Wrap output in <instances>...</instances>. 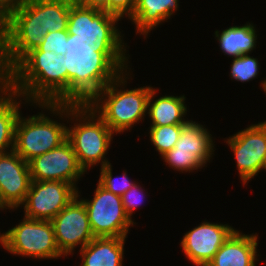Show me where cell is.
Instances as JSON below:
<instances>
[{
  "label": "cell",
  "instance_id": "6da1fadb",
  "mask_svg": "<svg viewBox=\"0 0 266 266\" xmlns=\"http://www.w3.org/2000/svg\"><path fill=\"white\" fill-rule=\"evenodd\" d=\"M74 0H28L0 24V72L5 75L53 31L67 30Z\"/></svg>",
  "mask_w": 266,
  "mask_h": 266
},
{
  "label": "cell",
  "instance_id": "7a4b0ae2",
  "mask_svg": "<svg viewBox=\"0 0 266 266\" xmlns=\"http://www.w3.org/2000/svg\"><path fill=\"white\" fill-rule=\"evenodd\" d=\"M124 43L72 42L64 56L67 103L88 104L106 85L129 69Z\"/></svg>",
  "mask_w": 266,
  "mask_h": 266
},
{
  "label": "cell",
  "instance_id": "3957f363",
  "mask_svg": "<svg viewBox=\"0 0 266 266\" xmlns=\"http://www.w3.org/2000/svg\"><path fill=\"white\" fill-rule=\"evenodd\" d=\"M4 85L32 105L67 103L64 56L34 48L4 75Z\"/></svg>",
  "mask_w": 266,
  "mask_h": 266
},
{
  "label": "cell",
  "instance_id": "277c9868",
  "mask_svg": "<svg viewBox=\"0 0 266 266\" xmlns=\"http://www.w3.org/2000/svg\"><path fill=\"white\" fill-rule=\"evenodd\" d=\"M50 114L74 120V126L67 127V140L77 156L80 166L86 172L101 163V167L111 164L105 158L110 149L114 132L89 104L34 103ZM57 113V114H56ZM56 114V115H55ZM79 122V123H78Z\"/></svg>",
  "mask_w": 266,
  "mask_h": 266
},
{
  "label": "cell",
  "instance_id": "5b68a950",
  "mask_svg": "<svg viewBox=\"0 0 266 266\" xmlns=\"http://www.w3.org/2000/svg\"><path fill=\"white\" fill-rule=\"evenodd\" d=\"M129 73L130 71L121 73L88 103L116 134L130 130L146 116L148 98L153 88L143 86L131 90L124 89L122 86L130 79Z\"/></svg>",
  "mask_w": 266,
  "mask_h": 266
},
{
  "label": "cell",
  "instance_id": "8992f818",
  "mask_svg": "<svg viewBox=\"0 0 266 266\" xmlns=\"http://www.w3.org/2000/svg\"><path fill=\"white\" fill-rule=\"evenodd\" d=\"M23 117L19 115L14 136L13 150L29 162L67 140V126L52 120L43 112Z\"/></svg>",
  "mask_w": 266,
  "mask_h": 266
},
{
  "label": "cell",
  "instance_id": "52a82bcc",
  "mask_svg": "<svg viewBox=\"0 0 266 266\" xmlns=\"http://www.w3.org/2000/svg\"><path fill=\"white\" fill-rule=\"evenodd\" d=\"M7 252L34 259H58L63 256L57 247L51 221L24 217L22 222L4 233L2 245Z\"/></svg>",
  "mask_w": 266,
  "mask_h": 266
},
{
  "label": "cell",
  "instance_id": "ba28073f",
  "mask_svg": "<svg viewBox=\"0 0 266 266\" xmlns=\"http://www.w3.org/2000/svg\"><path fill=\"white\" fill-rule=\"evenodd\" d=\"M212 135L203 125L189 120L182 128L175 147L162 155V159L174 171L192 172L205 167L215 151Z\"/></svg>",
  "mask_w": 266,
  "mask_h": 266
},
{
  "label": "cell",
  "instance_id": "9c48e42d",
  "mask_svg": "<svg viewBox=\"0 0 266 266\" xmlns=\"http://www.w3.org/2000/svg\"><path fill=\"white\" fill-rule=\"evenodd\" d=\"M96 187L91 200L80 199L85 205L94 237L127 238L130 226L135 223L124 211L121 196L108 191L99 183Z\"/></svg>",
  "mask_w": 266,
  "mask_h": 266
},
{
  "label": "cell",
  "instance_id": "30bf717a",
  "mask_svg": "<svg viewBox=\"0 0 266 266\" xmlns=\"http://www.w3.org/2000/svg\"><path fill=\"white\" fill-rule=\"evenodd\" d=\"M120 18L114 14L84 7L74 2L70 7L68 34L72 42L123 43V34L117 28Z\"/></svg>",
  "mask_w": 266,
  "mask_h": 266
},
{
  "label": "cell",
  "instance_id": "8fae6325",
  "mask_svg": "<svg viewBox=\"0 0 266 266\" xmlns=\"http://www.w3.org/2000/svg\"><path fill=\"white\" fill-rule=\"evenodd\" d=\"M77 189L63 181H33L25 201L21 204L24 217L51 221L76 196Z\"/></svg>",
  "mask_w": 266,
  "mask_h": 266
},
{
  "label": "cell",
  "instance_id": "7c38bea8",
  "mask_svg": "<svg viewBox=\"0 0 266 266\" xmlns=\"http://www.w3.org/2000/svg\"><path fill=\"white\" fill-rule=\"evenodd\" d=\"M79 193L51 220L57 247L64 256L74 254L77 245L83 249L95 238Z\"/></svg>",
  "mask_w": 266,
  "mask_h": 266
},
{
  "label": "cell",
  "instance_id": "4fadbf2b",
  "mask_svg": "<svg viewBox=\"0 0 266 266\" xmlns=\"http://www.w3.org/2000/svg\"><path fill=\"white\" fill-rule=\"evenodd\" d=\"M225 141L234 153L239 176L245 185L262 170L266 157V124H252Z\"/></svg>",
  "mask_w": 266,
  "mask_h": 266
},
{
  "label": "cell",
  "instance_id": "5bb4252c",
  "mask_svg": "<svg viewBox=\"0 0 266 266\" xmlns=\"http://www.w3.org/2000/svg\"><path fill=\"white\" fill-rule=\"evenodd\" d=\"M28 163L31 180L63 181L72 184L77 190L76 182L85 174L68 140Z\"/></svg>",
  "mask_w": 266,
  "mask_h": 266
},
{
  "label": "cell",
  "instance_id": "9a60e30c",
  "mask_svg": "<svg viewBox=\"0 0 266 266\" xmlns=\"http://www.w3.org/2000/svg\"><path fill=\"white\" fill-rule=\"evenodd\" d=\"M235 230L228 224L204 221L188 231L180 244L189 261L197 266H207Z\"/></svg>",
  "mask_w": 266,
  "mask_h": 266
},
{
  "label": "cell",
  "instance_id": "2e32d148",
  "mask_svg": "<svg viewBox=\"0 0 266 266\" xmlns=\"http://www.w3.org/2000/svg\"><path fill=\"white\" fill-rule=\"evenodd\" d=\"M31 183L29 163L14 150L0 154L2 208L17 209L25 201Z\"/></svg>",
  "mask_w": 266,
  "mask_h": 266
},
{
  "label": "cell",
  "instance_id": "e0dca14e",
  "mask_svg": "<svg viewBox=\"0 0 266 266\" xmlns=\"http://www.w3.org/2000/svg\"><path fill=\"white\" fill-rule=\"evenodd\" d=\"M235 230L207 266H255L258 237Z\"/></svg>",
  "mask_w": 266,
  "mask_h": 266
},
{
  "label": "cell",
  "instance_id": "ac0fdd59",
  "mask_svg": "<svg viewBox=\"0 0 266 266\" xmlns=\"http://www.w3.org/2000/svg\"><path fill=\"white\" fill-rule=\"evenodd\" d=\"M178 0H136L132 15L128 18L136 26V35L148 33L160 23L170 19L178 7Z\"/></svg>",
  "mask_w": 266,
  "mask_h": 266
},
{
  "label": "cell",
  "instance_id": "d6986e66",
  "mask_svg": "<svg viewBox=\"0 0 266 266\" xmlns=\"http://www.w3.org/2000/svg\"><path fill=\"white\" fill-rule=\"evenodd\" d=\"M123 237H95L83 249L81 266H123Z\"/></svg>",
  "mask_w": 266,
  "mask_h": 266
},
{
  "label": "cell",
  "instance_id": "ffe728a7",
  "mask_svg": "<svg viewBox=\"0 0 266 266\" xmlns=\"http://www.w3.org/2000/svg\"><path fill=\"white\" fill-rule=\"evenodd\" d=\"M157 89H151L148 98L147 114L152 122L151 126L186 124L187 106L185 96L165 95L157 98Z\"/></svg>",
  "mask_w": 266,
  "mask_h": 266
},
{
  "label": "cell",
  "instance_id": "44dd1931",
  "mask_svg": "<svg viewBox=\"0 0 266 266\" xmlns=\"http://www.w3.org/2000/svg\"><path fill=\"white\" fill-rule=\"evenodd\" d=\"M20 97L4 85V75L0 72V154L13 150L15 126L22 104Z\"/></svg>",
  "mask_w": 266,
  "mask_h": 266
},
{
  "label": "cell",
  "instance_id": "7402d4cb",
  "mask_svg": "<svg viewBox=\"0 0 266 266\" xmlns=\"http://www.w3.org/2000/svg\"><path fill=\"white\" fill-rule=\"evenodd\" d=\"M254 26L253 23H246L242 26L228 27L222 32L216 30L215 37L224 55L226 54L233 58L243 54H250L256 48L257 43V34Z\"/></svg>",
  "mask_w": 266,
  "mask_h": 266
},
{
  "label": "cell",
  "instance_id": "603a6c76",
  "mask_svg": "<svg viewBox=\"0 0 266 266\" xmlns=\"http://www.w3.org/2000/svg\"><path fill=\"white\" fill-rule=\"evenodd\" d=\"M185 124L180 125H165V126H150L149 138L160 156L175 147L179 140L182 128Z\"/></svg>",
  "mask_w": 266,
  "mask_h": 266
},
{
  "label": "cell",
  "instance_id": "cb8c5ba5",
  "mask_svg": "<svg viewBox=\"0 0 266 266\" xmlns=\"http://www.w3.org/2000/svg\"><path fill=\"white\" fill-rule=\"evenodd\" d=\"M260 70V64L257 58L249 54H243L239 57H234L230 68V76L232 79L240 82H248L254 80Z\"/></svg>",
  "mask_w": 266,
  "mask_h": 266
},
{
  "label": "cell",
  "instance_id": "d4e9b609",
  "mask_svg": "<svg viewBox=\"0 0 266 266\" xmlns=\"http://www.w3.org/2000/svg\"><path fill=\"white\" fill-rule=\"evenodd\" d=\"M100 171L101 172L98 183L108 191L114 193L115 195L122 196L135 184V182H132L128 178L126 171L122 174L121 177L118 176L113 178L111 164L101 167ZM117 178L118 180H115Z\"/></svg>",
  "mask_w": 266,
  "mask_h": 266
},
{
  "label": "cell",
  "instance_id": "484cf974",
  "mask_svg": "<svg viewBox=\"0 0 266 266\" xmlns=\"http://www.w3.org/2000/svg\"><path fill=\"white\" fill-rule=\"evenodd\" d=\"M67 40V30L49 32L38 48L41 51H51L57 55H64L66 53Z\"/></svg>",
  "mask_w": 266,
  "mask_h": 266
},
{
  "label": "cell",
  "instance_id": "4316f807",
  "mask_svg": "<svg viewBox=\"0 0 266 266\" xmlns=\"http://www.w3.org/2000/svg\"><path fill=\"white\" fill-rule=\"evenodd\" d=\"M143 189L141 186L137 184V182L127 190L122 196V203L124 207V211L127 216L132 220L133 212L138 208L145 197V193H143ZM144 196V197H143Z\"/></svg>",
  "mask_w": 266,
  "mask_h": 266
},
{
  "label": "cell",
  "instance_id": "83f0119b",
  "mask_svg": "<svg viewBox=\"0 0 266 266\" xmlns=\"http://www.w3.org/2000/svg\"><path fill=\"white\" fill-rule=\"evenodd\" d=\"M136 0H109V13L120 19L130 17L134 11Z\"/></svg>",
  "mask_w": 266,
  "mask_h": 266
},
{
  "label": "cell",
  "instance_id": "f1b7e54d",
  "mask_svg": "<svg viewBox=\"0 0 266 266\" xmlns=\"http://www.w3.org/2000/svg\"><path fill=\"white\" fill-rule=\"evenodd\" d=\"M28 0H0V24L15 10Z\"/></svg>",
  "mask_w": 266,
  "mask_h": 266
},
{
  "label": "cell",
  "instance_id": "f546056e",
  "mask_svg": "<svg viewBox=\"0 0 266 266\" xmlns=\"http://www.w3.org/2000/svg\"><path fill=\"white\" fill-rule=\"evenodd\" d=\"M77 4L109 13V0H74Z\"/></svg>",
  "mask_w": 266,
  "mask_h": 266
},
{
  "label": "cell",
  "instance_id": "4dcf8cb0",
  "mask_svg": "<svg viewBox=\"0 0 266 266\" xmlns=\"http://www.w3.org/2000/svg\"><path fill=\"white\" fill-rule=\"evenodd\" d=\"M261 84L262 85H260V86H262L263 91L266 93V79L263 80Z\"/></svg>",
  "mask_w": 266,
  "mask_h": 266
},
{
  "label": "cell",
  "instance_id": "1f68e13d",
  "mask_svg": "<svg viewBox=\"0 0 266 266\" xmlns=\"http://www.w3.org/2000/svg\"><path fill=\"white\" fill-rule=\"evenodd\" d=\"M1 210H3V208L0 207ZM3 240H4V233H0V244L3 243Z\"/></svg>",
  "mask_w": 266,
  "mask_h": 266
},
{
  "label": "cell",
  "instance_id": "d6a6232c",
  "mask_svg": "<svg viewBox=\"0 0 266 266\" xmlns=\"http://www.w3.org/2000/svg\"><path fill=\"white\" fill-rule=\"evenodd\" d=\"M266 170V157H265V161H264V164H263V167H262V170Z\"/></svg>",
  "mask_w": 266,
  "mask_h": 266
},
{
  "label": "cell",
  "instance_id": "836d02e7",
  "mask_svg": "<svg viewBox=\"0 0 266 266\" xmlns=\"http://www.w3.org/2000/svg\"><path fill=\"white\" fill-rule=\"evenodd\" d=\"M0 207L2 208V198H1V192H0Z\"/></svg>",
  "mask_w": 266,
  "mask_h": 266
}]
</instances>
